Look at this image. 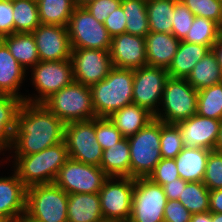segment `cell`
<instances>
[{
    "instance_id": "obj_29",
    "label": "cell",
    "mask_w": 222,
    "mask_h": 222,
    "mask_svg": "<svg viewBox=\"0 0 222 222\" xmlns=\"http://www.w3.org/2000/svg\"><path fill=\"white\" fill-rule=\"evenodd\" d=\"M186 80L197 91L222 83V70L219 67L216 54L209 51L197 64Z\"/></svg>"
},
{
    "instance_id": "obj_1",
    "label": "cell",
    "mask_w": 222,
    "mask_h": 222,
    "mask_svg": "<svg viewBox=\"0 0 222 222\" xmlns=\"http://www.w3.org/2000/svg\"><path fill=\"white\" fill-rule=\"evenodd\" d=\"M65 125L43 104L24 101L16 117L9 154L13 152L11 156L30 155L63 142Z\"/></svg>"
},
{
    "instance_id": "obj_39",
    "label": "cell",
    "mask_w": 222,
    "mask_h": 222,
    "mask_svg": "<svg viewBox=\"0 0 222 222\" xmlns=\"http://www.w3.org/2000/svg\"><path fill=\"white\" fill-rule=\"evenodd\" d=\"M95 134L97 142L103 150L108 149L124 138L108 117L95 118Z\"/></svg>"
},
{
    "instance_id": "obj_34",
    "label": "cell",
    "mask_w": 222,
    "mask_h": 222,
    "mask_svg": "<svg viewBox=\"0 0 222 222\" xmlns=\"http://www.w3.org/2000/svg\"><path fill=\"white\" fill-rule=\"evenodd\" d=\"M221 32L222 27L215 21L195 16L191 29L182 41L206 45L212 50Z\"/></svg>"
},
{
    "instance_id": "obj_23",
    "label": "cell",
    "mask_w": 222,
    "mask_h": 222,
    "mask_svg": "<svg viewBox=\"0 0 222 222\" xmlns=\"http://www.w3.org/2000/svg\"><path fill=\"white\" fill-rule=\"evenodd\" d=\"M210 151L184 147L174 158L180 178L187 182H202Z\"/></svg>"
},
{
    "instance_id": "obj_2",
    "label": "cell",
    "mask_w": 222,
    "mask_h": 222,
    "mask_svg": "<svg viewBox=\"0 0 222 222\" xmlns=\"http://www.w3.org/2000/svg\"><path fill=\"white\" fill-rule=\"evenodd\" d=\"M11 164L19 179L28 188L54 183L60 168L69 158L65 141L34 154L11 156Z\"/></svg>"
},
{
    "instance_id": "obj_7",
    "label": "cell",
    "mask_w": 222,
    "mask_h": 222,
    "mask_svg": "<svg viewBox=\"0 0 222 222\" xmlns=\"http://www.w3.org/2000/svg\"><path fill=\"white\" fill-rule=\"evenodd\" d=\"M198 91L186 78L169 77L165 83L159 110L154 118L175 124L197 113Z\"/></svg>"
},
{
    "instance_id": "obj_32",
    "label": "cell",
    "mask_w": 222,
    "mask_h": 222,
    "mask_svg": "<svg viewBox=\"0 0 222 222\" xmlns=\"http://www.w3.org/2000/svg\"><path fill=\"white\" fill-rule=\"evenodd\" d=\"M126 18V33L146 37L150 32L147 16V0H122Z\"/></svg>"
},
{
    "instance_id": "obj_11",
    "label": "cell",
    "mask_w": 222,
    "mask_h": 222,
    "mask_svg": "<svg viewBox=\"0 0 222 222\" xmlns=\"http://www.w3.org/2000/svg\"><path fill=\"white\" fill-rule=\"evenodd\" d=\"M64 141L69 158L100 167L103 149L96 139L95 118L67 123Z\"/></svg>"
},
{
    "instance_id": "obj_28",
    "label": "cell",
    "mask_w": 222,
    "mask_h": 222,
    "mask_svg": "<svg viewBox=\"0 0 222 222\" xmlns=\"http://www.w3.org/2000/svg\"><path fill=\"white\" fill-rule=\"evenodd\" d=\"M100 167L108 177H130V148L127 137L103 150Z\"/></svg>"
},
{
    "instance_id": "obj_5",
    "label": "cell",
    "mask_w": 222,
    "mask_h": 222,
    "mask_svg": "<svg viewBox=\"0 0 222 222\" xmlns=\"http://www.w3.org/2000/svg\"><path fill=\"white\" fill-rule=\"evenodd\" d=\"M65 124L97 118L89 86L73 81L42 103Z\"/></svg>"
},
{
    "instance_id": "obj_31",
    "label": "cell",
    "mask_w": 222,
    "mask_h": 222,
    "mask_svg": "<svg viewBox=\"0 0 222 222\" xmlns=\"http://www.w3.org/2000/svg\"><path fill=\"white\" fill-rule=\"evenodd\" d=\"M41 24L66 26L76 7L74 0H37Z\"/></svg>"
},
{
    "instance_id": "obj_52",
    "label": "cell",
    "mask_w": 222,
    "mask_h": 222,
    "mask_svg": "<svg viewBox=\"0 0 222 222\" xmlns=\"http://www.w3.org/2000/svg\"><path fill=\"white\" fill-rule=\"evenodd\" d=\"M211 222H222V213H211Z\"/></svg>"
},
{
    "instance_id": "obj_50",
    "label": "cell",
    "mask_w": 222,
    "mask_h": 222,
    "mask_svg": "<svg viewBox=\"0 0 222 222\" xmlns=\"http://www.w3.org/2000/svg\"><path fill=\"white\" fill-rule=\"evenodd\" d=\"M190 222H211V212L192 214Z\"/></svg>"
},
{
    "instance_id": "obj_36",
    "label": "cell",
    "mask_w": 222,
    "mask_h": 222,
    "mask_svg": "<svg viewBox=\"0 0 222 222\" xmlns=\"http://www.w3.org/2000/svg\"><path fill=\"white\" fill-rule=\"evenodd\" d=\"M196 114L222 120V83L198 91Z\"/></svg>"
},
{
    "instance_id": "obj_26",
    "label": "cell",
    "mask_w": 222,
    "mask_h": 222,
    "mask_svg": "<svg viewBox=\"0 0 222 222\" xmlns=\"http://www.w3.org/2000/svg\"><path fill=\"white\" fill-rule=\"evenodd\" d=\"M108 118L124 137H129L152 121L154 115L146 108L130 104L113 112Z\"/></svg>"
},
{
    "instance_id": "obj_53",
    "label": "cell",
    "mask_w": 222,
    "mask_h": 222,
    "mask_svg": "<svg viewBox=\"0 0 222 222\" xmlns=\"http://www.w3.org/2000/svg\"><path fill=\"white\" fill-rule=\"evenodd\" d=\"M94 0H74L76 6L84 7L88 3L92 2Z\"/></svg>"
},
{
    "instance_id": "obj_4",
    "label": "cell",
    "mask_w": 222,
    "mask_h": 222,
    "mask_svg": "<svg viewBox=\"0 0 222 222\" xmlns=\"http://www.w3.org/2000/svg\"><path fill=\"white\" fill-rule=\"evenodd\" d=\"M68 194L55 183L33 185L26 191L25 218L37 222H67Z\"/></svg>"
},
{
    "instance_id": "obj_54",
    "label": "cell",
    "mask_w": 222,
    "mask_h": 222,
    "mask_svg": "<svg viewBox=\"0 0 222 222\" xmlns=\"http://www.w3.org/2000/svg\"><path fill=\"white\" fill-rule=\"evenodd\" d=\"M8 222H29V220H27L25 217H23L22 219L8 221Z\"/></svg>"
},
{
    "instance_id": "obj_6",
    "label": "cell",
    "mask_w": 222,
    "mask_h": 222,
    "mask_svg": "<svg viewBox=\"0 0 222 222\" xmlns=\"http://www.w3.org/2000/svg\"><path fill=\"white\" fill-rule=\"evenodd\" d=\"M127 139L130 148V177L134 179L148 178L162 159L160 153V120L154 118Z\"/></svg>"
},
{
    "instance_id": "obj_43",
    "label": "cell",
    "mask_w": 222,
    "mask_h": 222,
    "mask_svg": "<svg viewBox=\"0 0 222 222\" xmlns=\"http://www.w3.org/2000/svg\"><path fill=\"white\" fill-rule=\"evenodd\" d=\"M122 0H94L85 9L100 23H104L107 17L121 6Z\"/></svg>"
},
{
    "instance_id": "obj_22",
    "label": "cell",
    "mask_w": 222,
    "mask_h": 222,
    "mask_svg": "<svg viewBox=\"0 0 222 222\" xmlns=\"http://www.w3.org/2000/svg\"><path fill=\"white\" fill-rule=\"evenodd\" d=\"M67 222H105L99 193L68 194Z\"/></svg>"
},
{
    "instance_id": "obj_24",
    "label": "cell",
    "mask_w": 222,
    "mask_h": 222,
    "mask_svg": "<svg viewBox=\"0 0 222 222\" xmlns=\"http://www.w3.org/2000/svg\"><path fill=\"white\" fill-rule=\"evenodd\" d=\"M211 49L206 45L184 42L181 40L178 50L167 69L169 77L187 78L194 66Z\"/></svg>"
},
{
    "instance_id": "obj_48",
    "label": "cell",
    "mask_w": 222,
    "mask_h": 222,
    "mask_svg": "<svg viewBox=\"0 0 222 222\" xmlns=\"http://www.w3.org/2000/svg\"><path fill=\"white\" fill-rule=\"evenodd\" d=\"M209 211L211 213H222V189L209 192Z\"/></svg>"
},
{
    "instance_id": "obj_33",
    "label": "cell",
    "mask_w": 222,
    "mask_h": 222,
    "mask_svg": "<svg viewBox=\"0 0 222 222\" xmlns=\"http://www.w3.org/2000/svg\"><path fill=\"white\" fill-rule=\"evenodd\" d=\"M14 33H32L40 24L36 0H13Z\"/></svg>"
},
{
    "instance_id": "obj_10",
    "label": "cell",
    "mask_w": 222,
    "mask_h": 222,
    "mask_svg": "<svg viewBox=\"0 0 222 222\" xmlns=\"http://www.w3.org/2000/svg\"><path fill=\"white\" fill-rule=\"evenodd\" d=\"M134 178L108 177L99 198L105 222H128L132 211Z\"/></svg>"
},
{
    "instance_id": "obj_17",
    "label": "cell",
    "mask_w": 222,
    "mask_h": 222,
    "mask_svg": "<svg viewBox=\"0 0 222 222\" xmlns=\"http://www.w3.org/2000/svg\"><path fill=\"white\" fill-rule=\"evenodd\" d=\"M221 121L196 114L175 125L180 130L184 147L214 150Z\"/></svg>"
},
{
    "instance_id": "obj_25",
    "label": "cell",
    "mask_w": 222,
    "mask_h": 222,
    "mask_svg": "<svg viewBox=\"0 0 222 222\" xmlns=\"http://www.w3.org/2000/svg\"><path fill=\"white\" fill-rule=\"evenodd\" d=\"M23 102L15 96L0 94V155L6 156L5 152L11 150L16 117Z\"/></svg>"
},
{
    "instance_id": "obj_16",
    "label": "cell",
    "mask_w": 222,
    "mask_h": 222,
    "mask_svg": "<svg viewBox=\"0 0 222 222\" xmlns=\"http://www.w3.org/2000/svg\"><path fill=\"white\" fill-rule=\"evenodd\" d=\"M32 34L40 61L70 59L72 48L66 26L40 24Z\"/></svg>"
},
{
    "instance_id": "obj_37",
    "label": "cell",
    "mask_w": 222,
    "mask_h": 222,
    "mask_svg": "<svg viewBox=\"0 0 222 222\" xmlns=\"http://www.w3.org/2000/svg\"><path fill=\"white\" fill-rule=\"evenodd\" d=\"M184 148L179 128L160 121V153L162 158L174 159Z\"/></svg>"
},
{
    "instance_id": "obj_42",
    "label": "cell",
    "mask_w": 222,
    "mask_h": 222,
    "mask_svg": "<svg viewBox=\"0 0 222 222\" xmlns=\"http://www.w3.org/2000/svg\"><path fill=\"white\" fill-rule=\"evenodd\" d=\"M148 178L161 186L180 178L175 159L162 158Z\"/></svg>"
},
{
    "instance_id": "obj_49",
    "label": "cell",
    "mask_w": 222,
    "mask_h": 222,
    "mask_svg": "<svg viewBox=\"0 0 222 222\" xmlns=\"http://www.w3.org/2000/svg\"><path fill=\"white\" fill-rule=\"evenodd\" d=\"M212 50L216 54L219 67L222 70V32L219 35L218 41L214 44Z\"/></svg>"
},
{
    "instance_id": "obj_14",
    "label": "cell",
    "mask_w": 222,
    "mask_h": 222,
    "mask_svg": "<svg viewBox=\"0 0 222 222\" xmlns=\"http://www.w3.org/2000/svg\"><path fill=\"white\" fill-rule=\"evenodd\" d=\"M168 78L164 68L146 65L134 69L133 104L146 108L155 116Z\"/></svg>"
},
{
    "instance_id": "obj_20",
    "label": "cell",
    "mask_w": 222,
    "mask_h": 222,
    "mask_svg": "<svg viewBox=\"0 0 222 222\" xmlns=\"http://www.w3.org/2000/svg\"><path fill=\"white\" fill-rule=\"evenodd\" d=\"M28 73L0 40V94L12 95L25 101L24 93L19 91Z\"/></svg>"
},
{
    "instance_id": "obj_35",
    "label": "cell",
    "mask_w": 222,
    "mask_h": 222,
    "mask_svg": "<svg viewBox=\"0 0 222 222\" xmlns=\"http://www.w3.org/2000/svg\"><path fill=\"white\" fill-rule=\"evenodd\" d=\"M209 192L203 182H187L178 200L191 214L205 213L209 211Z\"/></svg>"
},
{
    "instance_id": "obj_51",
    "label": "cell",
    "mask_w": 222,
    "mask_h": 222,
    "mask_svg": "<svg viewBox=\"0 0 222 222\" xmlns=\"http://www.w3.org/2000/svg\"><path fill=\"white\" fill-rule=\"evenodd\" d=\"M215 151L222 152V121L219 128L218 137L216 140V145L214 147Z\"/></svg>"
},
{
    "instance_id": "obj_38",
    "label": "cell",
    "mask_w": 222,
    "mask_h": 222,
    "mask_svg": "<svg viewBox=\"0 0 222 222\" xmlns=\"http://www.w3.org/2000/svg\"><path fill=\"white\" fill-rule=\"evenodd\" d=\"M195 15L208 18L222 27V0H180Z\"/></svg>"
},
{
    "instance_id": "obj_30",
    "label": "cell",
    "mask_w": 222,
    "mask_h": 222,
    "mask_svg": "<svg viewBox=\"0 0 222 222\" xmlns=\"http://www.w3.org/2000/svg\"><path fill=\"white\" fill-rule=\"evenodd\" d=\"M177 0H147L150 32L172 34L174 5Z\"/></svg>"
},
{
    "instance_id": "obj_13",
    "label": "cell",
    "mask_w": 222,
    "mask_h": 222,
    "mask_svg": "<svg viewBox=\"0 0 222 222\" xmlns=\"http://www.w3.org/2000/svg\"><path fill=\"white\" fill-rule=\"evenodd\" d=\"M167 198L161 185L149 178H135L132 211L128 222H164Z\"/></svg>"
},
{
    "instance_id": "obj_18",
    "label": "cell",
    "mask_w": 222,
    "mask_h": 222,
    "mask_svg": "<svg viewBox=\"0 0 222 222\" xmlns=\"http://www.w3.org/2000/svg\"><path fill=\"white\" fill-rule=\"evenodd\" d=\"M145 37L122 33L111 38L110 57L115 68L136 69L147 65Z\"/></svg>"
},
{
    "instance_id": "obj_45",
    "label": "cell",
    "mask_w": 222,
    "mask_h": 222,
    "mask_svg": "<svg viewBox=\"0 0 222 222\" xmlns=\"http://www.w3.org/2000/svg\"><path fill=\"white\" fill-rule=\"evenodd\" d=\"M13 0H0V39L14 34Z\"/></svg>"
},
{
    "instance_id": "obj_12",
    "label": "cell",
    "mask_w": 222,
    "mask_h": 222,
    "mask_svg": "<svg viewBox=\"0 0 222 222\" xmlns=\"http://www.w3.org/2000/svg\"><path fill=\"white\" fill-rule=\"evenodd\" d=\"M107 178L101 167L68 158L54 183L67 194L99 193Z\"/></svg>"
},
{
    "instance_id": "obj_44",
    "label": "cell",
    "mask_w": 222,
    "mask_h": 222,
    "mask_svg": "<svg viewBox=\"0 0 222 222\" xmlns=\"http://www.w3.org/2000/svg\"><path fill=\"white\" fill-rule=\"evenodd\" d=\"M192 214L179 200H167L164 208V222H190Z\"/></svg>"
},
{
    "instance_id": "obj_15",
    "label": "cell",
    "mask_w": 222,
    "mask_h": 222,
    "mask_svg": "<svg viewBox=\"0 0 222 222\" xmlns=\"http://www.w3.org/2000/svg\"><path fill=\"white\" fill-rule=\"evenodd\" d=\"M70 59L74 81L89 87L104 80L113 68L109 51L101 49H72Z\"/></svg>"
},
{
    "instance_id": "obj_8",
    "label": "cell",
    "mask_w": 222,
    "mask_h": 222,
    "mask_svg": "<svg viewBox=\"0 0 222 222\" xmlns=\"http://www.w3.org/2000/svg\"><path fill=\"white\" fill-rule=\"evenodd\" d=\"M31 72L32 86L38 94L25 95V102L42 104L47 98L74 81L71 59L39 61Z\"/></svg>"
},
{
    "instance_id": "obj_47",
    "label": "cell",
    "mask_w": 222,
    "mask_h": 222,
    "mask_svg": "<svg viewBox=\"0 0 222 222\" xmlns=\"http://www.w3.org/2000/svg\"><path fill=\"white\" fill-rule=\"evenodd\" d=\"M187 181L178 178L170 183L162 185L167 200H178L182 190L185 188Z\"/></svg>"
},
{
    "instance_id": "obj_41",
    "label": "cell",
    "mask_w": 222,
    "mask_h": 222,
    "mask_svg": "<svg viewBox=\"0 0 222 222\" xmlns=\"http://www.w3.org/2000/svg\"><path fill=\"white\" fill-rule=\"evenodd\" d=\"M174 20L172 25V34L179 40H183L192 27L195 15L188 7L177 0L174 5Z\"/></svg>"
},
{
    "instance_id": "obj_46",
    "label": "cell",
    "mask_w": 222,
    "mask_h": 222,
    "mask_svg": "<svg viewBox=\"0 0 222 222\" xmlns=\"http://www.w3.org/2000/svg\"><path fill=\"white\" fill-rule=\"evenodd\" d=\"M111 37L126 32V18L122 6L111 13L103 23Z\"/></svg>"
},
{
    "instance_id": "obj_3",
    "label": "cell",
    "mask_w": 222,
    "mask_h": 222,
    "mask_svg": "<svg viewBox=\"0 0 222 222\" xmlns=\"http://www.w3.org/2000/svg\"><path fill=\"white\" fill-rule=\"evenodd\" d=\"M134 69L113 67L107 77L90 86L96 117H109L113 112L133 104Z\"/></svg>"
},
{
    "instance_id": "obj_40",
    "label": "cell",
    "mask_w": 222,
    "mask_h": 222,
    "mask_svg": "<svg viewBox=\"0 0 222 222\" xmlns=\"http://www.w3.org/2000/svg\"><path fill=\"white\" fill-rule=\"evenodd\" d=\"M202 182L210 191L222 189V152H209Z\"/></svg>"
},
{
    "instance_id": "obj_19",
    "label": "cell",
    "mask_w": 222,
    "mask_h": 222,
    "mask_svg": "<svg viewBox=\"0 0 222 222\" xmlns=\"http://www.w3.org/2000/svg\"><path fill=\"white\" fill-rule=\"evenodd\" d=\"M2 161H0L1 165ZM10 176H0V221L22 219L26 209L27 187L19 179L15 170Z\"/></svg>"
},
{
    "instance_id": "obj_27",
    "label": "cell",
    "mask_w": 222,
    "mask_h": 222,
    "mask_svg": "<svg viewBox=\"0 0 222 222\" xmlns=\"http://www.w3.org/2000/svg\"><path fill=\"white\" fill-rule=\"evenodd\" d=\"M0 40L26 71L33 68L40 61L32 33H14Z\"/></svg>"
},
{
    "instance_id": "obj_9",
    "label": "cell",
    "mask_w": 222,
    "mask_h": 222,
    "mask_svg": "<svg viewBox=\"0 0 222 222\" xmlns=\"http://www.w3.org/2000/svg\"><path fill=\"white\" fill-rule=\"evenodd\" d=\"M67 29L72 49L110 50L112 37L85 7L74 8Z\"/></svg>"
},
{
    "instance_id": "obj_21",
    "label": "cell",
    "mask_w": 222,
    "mask_h": 222,
    "mask_svg": "<svg viewBox=\"0 0 222 222\" xmlns=\"http://www.w3.org/2000/svg\"><path fill=\"white\" fill-rule=\"evenodd\" d=\"M147 65L168 69L181 40L170 33L149 32L146 37Z\"/></svg>"
}]
</instances>
